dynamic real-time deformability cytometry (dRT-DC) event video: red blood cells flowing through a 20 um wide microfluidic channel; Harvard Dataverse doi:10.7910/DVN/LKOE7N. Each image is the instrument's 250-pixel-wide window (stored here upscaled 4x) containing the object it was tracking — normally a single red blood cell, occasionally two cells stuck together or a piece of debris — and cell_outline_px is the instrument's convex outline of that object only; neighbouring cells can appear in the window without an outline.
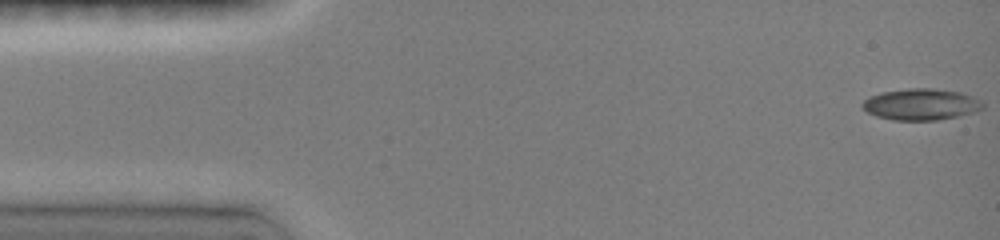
{"species": "common noctule bat (a hibernating species)", "species_latin": "Nyctalus noctula", "temperature_condition": "room temperature", "stored_images_in_passage": 8, "camera_frame_rate_fps": 3000, "um_per_image_px": 0.085, "animal": {"sex": "female", "body_mass_g": 19.0, "forearm_length_mm": 51.5}, "frame": {"image": 1, "passage_image": 1, "time_ms": 0.0, "image_size_px": [1000, 240], "cell_outline_px": [[984, 108], [976, 112], [936, 120], [896, 120], [876, 116], [860, 108], [860, 104], [868, 96], [880, 92], [908, 88], [932, 88], [960, 92], [972, 96], [980, 100], [984, 104]], "centroid_in_image_um": [78.26, 8.86], "position_along_channel_um": 6.7, "area_um2": 22.2}}
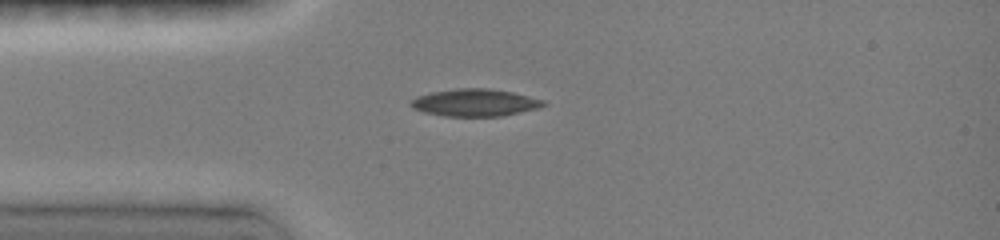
{"frame": {"image": 2, "passage_image": 6, "time_ms": 3.667, "image_size_px": [1000, 240], "cell_outline_px": [[548, 104], [536, 108], [500, 116], [444, 116], [424, 112], [412, 108], [408, 104], [416, 96], [432, 92], [456, 88], [488, 88], [512, 92], [544, 100]], "centroid_in_image_um": [40.32, 8.71], "position_along_channel_um": 44.7, "area_um2": 20.98}}